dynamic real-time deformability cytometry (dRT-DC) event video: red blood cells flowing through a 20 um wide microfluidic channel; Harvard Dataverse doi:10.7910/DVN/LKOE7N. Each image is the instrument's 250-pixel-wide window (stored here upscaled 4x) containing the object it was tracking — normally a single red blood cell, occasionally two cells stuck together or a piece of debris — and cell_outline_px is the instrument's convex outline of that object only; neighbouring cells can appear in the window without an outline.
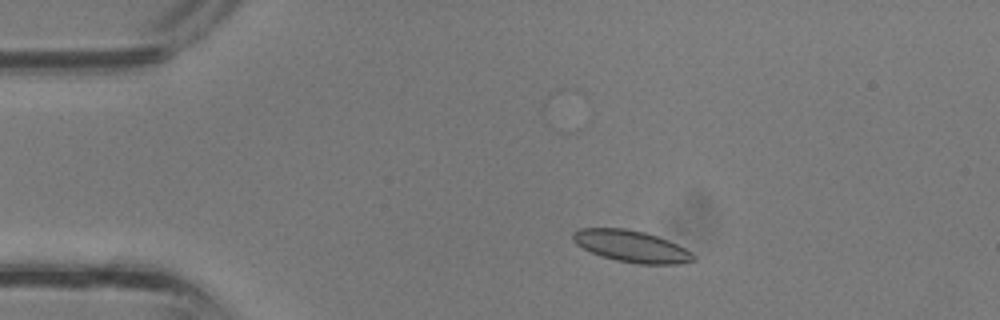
{"species": "common noctule bat (a hibernating species)", "species_latin": "Nyctalus noctula", "temperature_condition": "room temperature", "stored_images_in_passage": 35, "camera_frame_rate_fps": 3000, "um_per_image_px": 0.085, "animal": {"sex": "male", "body_mass_g": 13.3}, "frame": {"image": 1, "passage_image": 6, "time_ms": 1.667, "image_size_px": [1000, 320], "cell_outline_px": [[696, 260], [680, 264], [640, 264], [616, 260], [600, 256], [576, 244], [572, 240], [572, 232], [580, 228], [624, 228], [644, 232], [668, 240], [692, 252], [696, 256]], "centroid_in_image_um": [53.67, 20.93], "position_along_channel_um": 31.3, "area_um2": 22.25}}
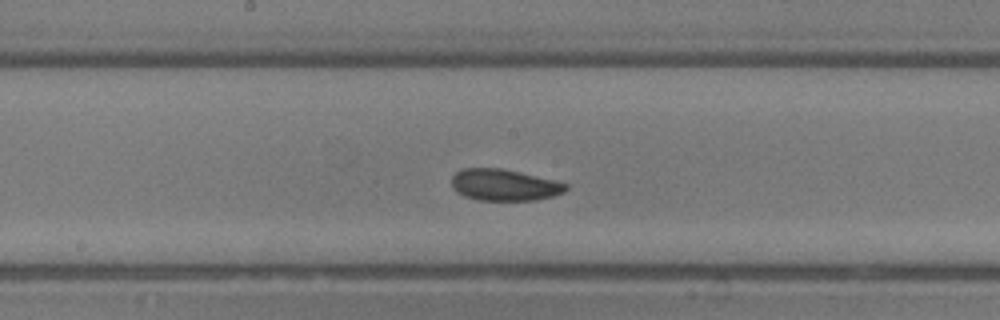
{"frame": {"image": 2, "passage_image": 18, "time_ms": 5.667, "image_size_px": [1000, 320], "cell_outline_px": [[568, 188], [564, 192], [552, 196], [536, 200], [480, 200], [464, 196], [456, 192], [452, 188], [452, 176], [456, 172], [464, 168], [500, 168], [520, 172], [568, 184]], "centroid_in_image_um": [42.83, 15.72], "position_along_channel_um": 205.4, "area_um2": 20.87}}
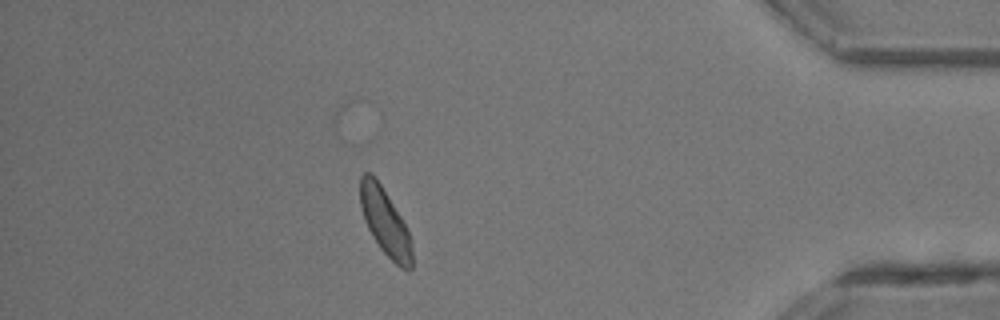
{"frame": {"image": 3, "passage_image": 31, "time_ms": 10.0, "image_size_px": [1000, 320], "cell_outline_px": [[412, 268], [408, 272], [400, 268], [380, 248], [372, 236], [364, 220], [360, 208], [360, 176], [364, 172], [372, 172], [380, 184], [400, 216], [408, 232], [412, 252]], "centroid_in_image_um": [32.7, 18.87], "position_along_channel_um": 402.5, "area_um2": 19.94}}